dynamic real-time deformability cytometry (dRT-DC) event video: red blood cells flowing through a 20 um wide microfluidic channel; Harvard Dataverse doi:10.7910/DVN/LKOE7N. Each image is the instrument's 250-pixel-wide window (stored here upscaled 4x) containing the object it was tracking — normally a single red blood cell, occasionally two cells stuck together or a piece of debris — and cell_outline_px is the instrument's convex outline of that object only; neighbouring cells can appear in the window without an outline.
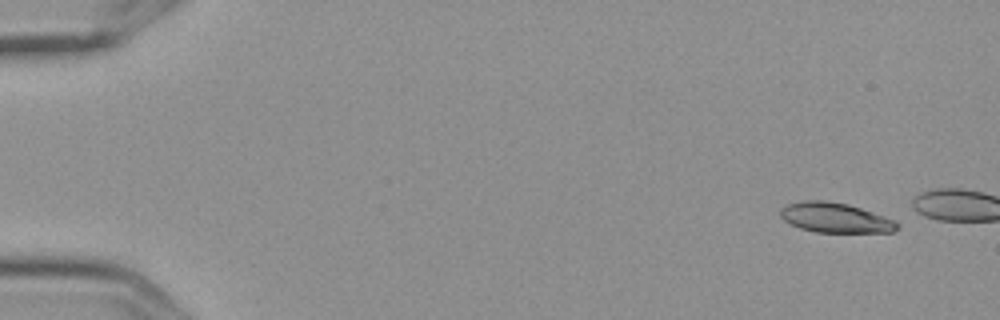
{"species": "Egyptian fruit bat (a non-hibernating species)", "species_latin": "Rousettus aegyptiacus", "temperature_condition": "cold", "stored_images_in_passage": 4, "camera_frame_rate_fps": 3000, "um_per_image_px": 0.085, "frame": {"image": 1, "passage_image": 1, "time_ms": 0.0, "image_size_px": [1000, 320], "cell_outline_px": [[900, 228], [892, 232], [816, 232], [800, 228], [784, 220], [780, 216], [780, 208], [788, 204], [804, 200], [824, 200], [848, 204], [896, 220], [900, 224]], "centroid_in_image_um": [71.02, 18.5], "position_along_channel_um": 14.0, "area_um2": 20.35}}